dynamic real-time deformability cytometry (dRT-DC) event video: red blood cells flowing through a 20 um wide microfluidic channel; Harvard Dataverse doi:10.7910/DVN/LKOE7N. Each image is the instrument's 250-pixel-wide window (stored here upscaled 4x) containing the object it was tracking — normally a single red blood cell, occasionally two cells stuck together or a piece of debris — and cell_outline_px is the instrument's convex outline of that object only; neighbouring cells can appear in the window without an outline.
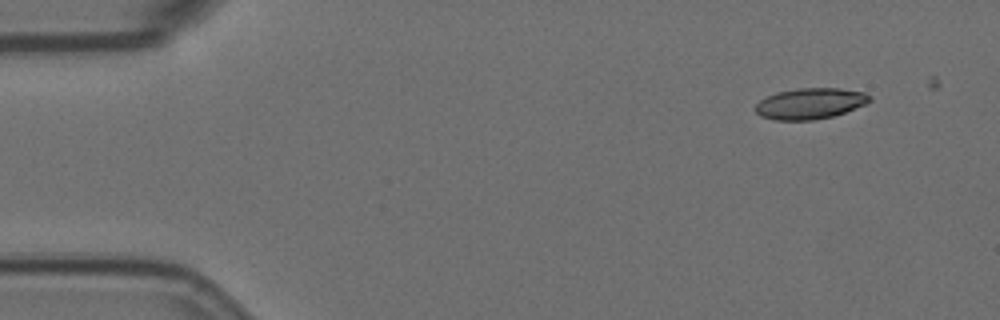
{"species": "Egyptian fruit bat (a non-hibernating species)", "species_latin": "Rousettus aegyptiacus", "temperature_condition": "room temperature", "stored_images_in_passage": 7, "camera_frame_rate_fps": 3000, "um_per_image_px": 0.085, "animal": {"sex": "female"}, "frame": {"image": 1, "passage_image": 1, "time_ms": 0.0, "image_size_px": [1000, 320], "cell_outline_px": [[872, 100], [868, 104], [832, 116], [812, 120], [772, 120], [760, 116], [756, 112], [756, 104], [760, 100], [776, 92], [796, 88], [840, 88], [864, 92], [872, 96]], "centroid_in_image_um": [68.88, 8.79], "position_along_channel_um": 16.1, "area_um2": 20.75}}
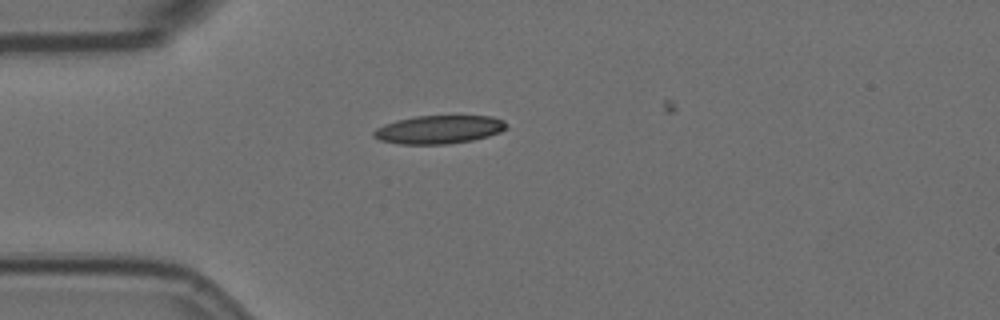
{"frame": {"image": 2, "passage_image": 4, "time_ms": 1.0, "image_size_px": [1000, 320], "cell_outline_px": [[508, 128], [500, 132], [488, 136], [472, 140], [448, 144], [400, 144], [380, 140], [372, 136], [372, 132], [376, 128], [384, 124], [396, 120], [416, 116], [492, 116], [504, 120], [508, 124]], "centroid_in_image_um": [37.32, 11.01], "position_along_channel_um": 47.7, "area_um2": 22.02}}
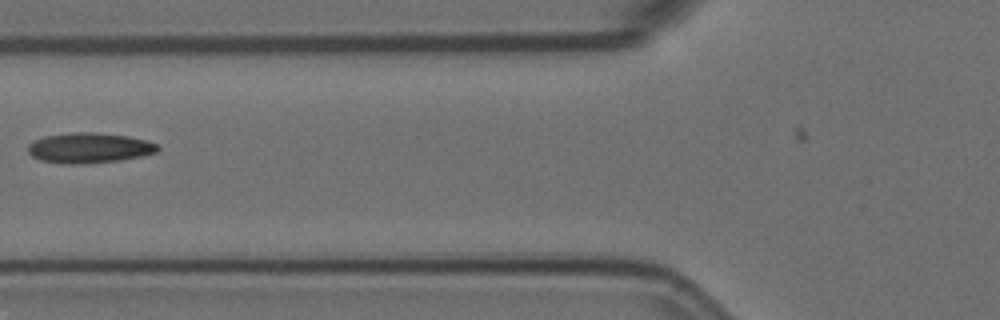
{"frame": {"image": 3, "passage_image": 6, "time_ms": 1.667, "image_size_px": [1000, 320], "cell_outline_px": [[160, 148], [156, 152], [140, 156], [120, 160], [80, 164], [60, 164], [40, 160], [32, 156], [28, 152], [28, 144], [32, 140], [44, 136], [72, 132], [96, 132], [128, 136], [144, 140], [156, 144]], "centroid_in_image_um": [7.52, 12.57], "position_along_channel_um": 118.3, "area_um2": 22.95}}